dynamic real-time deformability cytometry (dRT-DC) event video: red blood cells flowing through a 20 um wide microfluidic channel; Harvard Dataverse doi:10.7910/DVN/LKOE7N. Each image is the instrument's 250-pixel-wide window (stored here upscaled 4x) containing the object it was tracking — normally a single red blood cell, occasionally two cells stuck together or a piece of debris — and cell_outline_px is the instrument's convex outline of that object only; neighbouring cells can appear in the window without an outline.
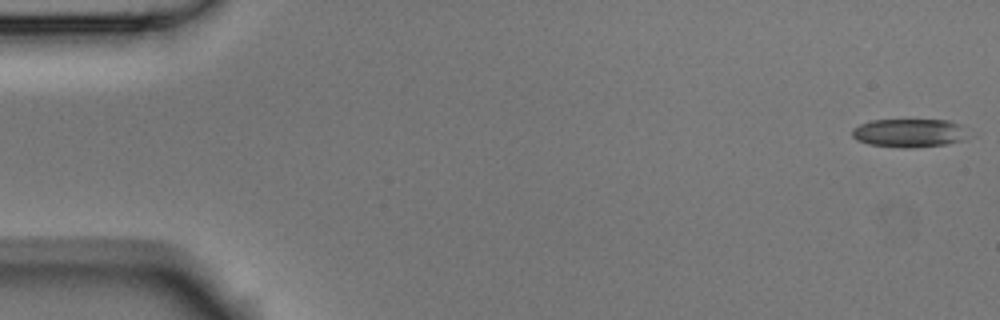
{"species": "Egyptian fruit bat (a non-hibernating species)", "species_latin": "Rousettus aegyptiacus", "temperature_condition": "room temperature", "stored_images_in_passage": 4, "camera_frame_rate_fps": 3000, "um_per_image_px": 0.085, "animal": {"sex": "male"}, "frame": {"image": 1, "passage_image": 1, "time_ms": 0.0, "image_size_px": [1000, 320], "cell_outline_px": [[976, 136], [948, 144], [908, 148], [900, 148], [868, 144], [856, 140], [852, 136], [852, 128], [860, 124], [872, 120], [948, 120], [960, 124]], "centroid_in_image_um": [77.37, 11.31], "position_along_channel_um": 7.6, "area_um2": 19.77}}
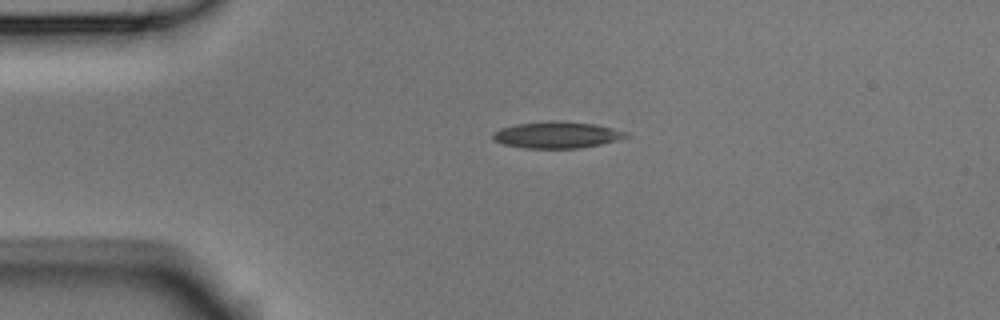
{"frame": {"image": 2, "passage_image": 4, "time_ms": 1.0, "image_size_px": [1000, 320], "cell_outline_px": [[628, 136], [616, 140], [600, 144], [580, 148], [524, 148], [504, 144], [496, 140], [492, 136], [492, 132], [500, 128], [516, 124], [548, 120], [560, 120], [596, 124], [628, 132]], "centroid_in_image_um": [47.32, 11.45], "position_along_channel_um": 37.7, "area_um2": 20.63}}